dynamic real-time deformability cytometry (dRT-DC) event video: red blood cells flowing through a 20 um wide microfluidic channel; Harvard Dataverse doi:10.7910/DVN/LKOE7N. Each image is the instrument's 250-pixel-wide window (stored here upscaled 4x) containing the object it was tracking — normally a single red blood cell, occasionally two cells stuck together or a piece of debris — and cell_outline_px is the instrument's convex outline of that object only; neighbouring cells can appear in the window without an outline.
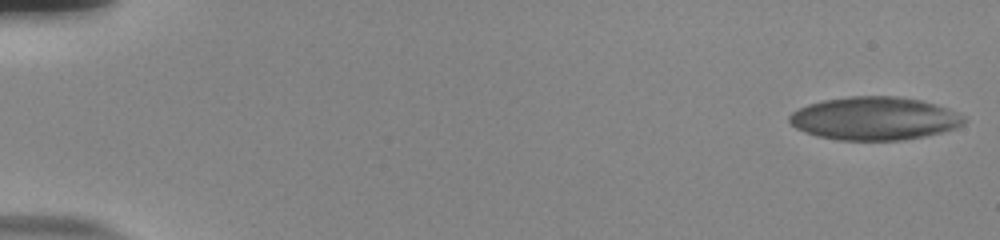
{"species": "human", "species_latin": "Homo sapiens", "temperature_condition": "room temperature", "stored_images_in_passage": 55, "camera_frame_rate_fps": 3000, "um_per_image_px": 0.085, "donor": {"sex": "male"}, "frame": {"image": 1, "passage_image": 1, "time_ms": 0.0, "image_size_px": [1000, 240], "cell_outline_px": [[968, 120], [964, 124], [956, 128], [944, 132], [924, 136], [900, 140], [840, 140], [816, 136], [804, 132], [796, 128], [788, 120], [788, 116], [792, 112], [808, 104], [824, 100], [852, 96], [896, 96], [920, 100], [948, 108], [964, 116]], "centroid_in_image_um": [74.34, 10.07], "position_along_channel_um": 10.7, "area_um2": 43.99}}
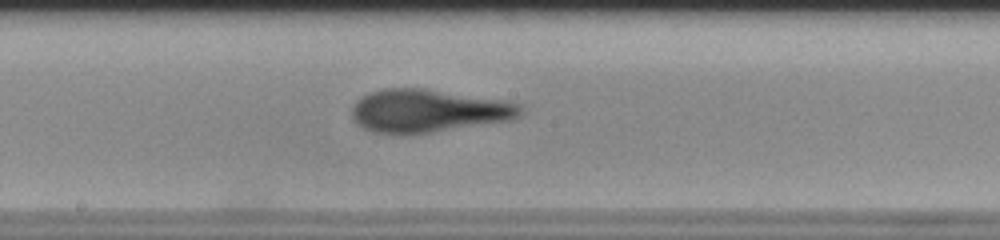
{"frame": {"image": 2, "passage_image": 31, "time_ms": 10.0, "image_size_px": [1000, 240], "cell_outline_px": [[524, 112], [520, 116], [512, 120], [428, 132], [372, 132], [364, 128], [352, 116], [352, 108], [356, 100], [360, 96], [384, 88], [424, 88], [504, 100], [520, 104]], "centroid_in_image_um": [36.43, 9.39], "position_along_channel_um": 211.8, "area_um2": 41.62}}
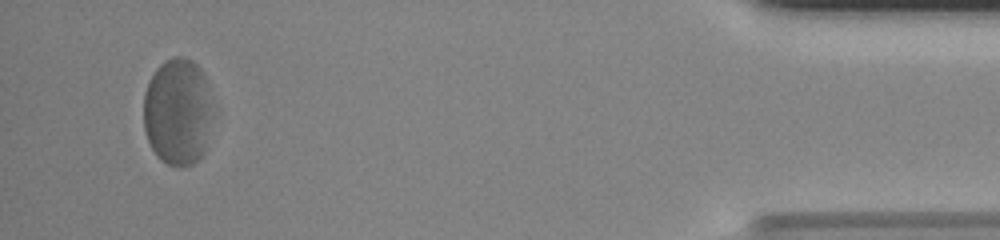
{"frame": {"image": 3, "passage_image": 53, "time_ms": 17.333, "image_size_px": [1000, 240], "cell_outline_px": [[208, 112], [204, 152], [192, 164], [180, 168], [176, 168], [160, 160], [152, 148], [148, 140], [144, 128], [144, 92], [148, 80], [156, 68], [164, 60], [172, 56], [184, 56], [192, 60], [200, 68], [204, 76], [208, 104]], "centroid_in_image_um": [15.01, 9.48], "position_along_channel_um": 420.2, "area_um2": 42.25}, "authors_computed_cell_mechanics": {"area_um2": 42.0784, "velocity_mm_per_s": 3.7057, "shape_relaxation_time_tau1_ms": 6.1396, "shape_relaxation_time_tau2_ms": 1.4232, "deformation_change_tau1": 0.191, "deformation_change_tau2": 0.0946}}